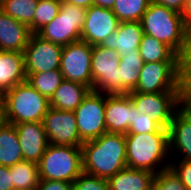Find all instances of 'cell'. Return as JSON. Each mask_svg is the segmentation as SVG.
I'll return each instance as SVG.
<instances>
[{
    "mask_svg": "<svg viewBox=\"0 0 191 190\" xmlns=\"http://www.w3.org/2000/svg\"><path fill=\"white\" fill-rule=\"evenodd\" d=\"M62 1L68 2V3L76 5V6L83 7L85 9L94 5V0H62Z\"/></svg>",
    "mask_w": 191,
    "mask_h": 190,
    "instance_id": "60d3db41",
    "label": "cell"
},
{
    "mask_svg": "<svg viewBox=\"0 0 191 190\" xmlns=\"http://www.w3.org/2000/svg\"><path fill=\"white\" fill-rule=\"evenodd\" d=\"M84 173L108 179L127 167L125 134L106 132L81 146Z\"/></svg>",
    "mask_w": 191,
    "mask_h": 190,
    "instance_id": "6da1fadb",
    "label": "cell"
},
{
    "mask_svg": "<svg viewBox=\"0 0 191 190\" xmlns=\"http://www.w3.org/2000/svg\"><path fill=\"white\" fill-rule=\"evenodd\" d=\"M131 92H179V62L144 63L137 86Z\"/></svg>",
    "mask_w": 191,
    "mask_h": 190,
    "instance_id": "30bf717a",
    "label": "cell"
},
{
    "mask_svg": "<svg viewBox=\"0 0 191 190\" xmlns=\"http://www.w3.org/2000/svg\"><path fill=\"white\" fill-rule=\"evenodd\" d=\"M0 190H15L8 166L0 165Z\"/></svg>",
    "mask_w": 191,
    "mask_h": 190,
    "instance_id": "74e56055",
    "label": "cell"
},
{
    "mask_svg": "<svg viewBox=\"0 0 191 190\" xmlns=\"http://www.w3.org/2000/svg\"><path fill=\"white\" fill-rule=\"evenodd\" d=\"M138 50L144 63L179 62V56L169 46L146 34H143Z\"/></svg>",
    "mask_w": 191,
    "mask_h": 190,
    "instance_id": "d4e9b609",
    "label": "cell"
},
{
    "mask_svg": "<svg viewBox=\"0 0 191 190\" xmlns=\"http://www.w3.org/2000/svg\"><path fill=\"white\" fill-rule=\"evenodd\" d=\"M6 0H0V9L2 8V6L4 5Z\"/></svg>",
    "mask_w": 191,
    "mask_h": 190,
    "instance_id": "ee69618b",
    "label": "cell"
},
{
    "mask_svg": "<svg viewBox=\"0 0 191 190\" xmlns=\"http://www.w3.org/2000/svg\"><path fill=\"white\" fill-rule=\"evenodd\" d=\"M125 143L128 168L148 170L155 174L169 168V132L125 134Z\"/></svg>",
    "mask_w": 191,
    "mask_h": 190,
    "instance_id": "7a4b0ae2",
    "label": "cell"
},
{
    "mask_svg": "<svg viewBox=\"0 0 191 190\" xmlns=\"http://www.w3.org/2000/svg\"><path fill=\"white\" fill-rule=\"evenodd\" d=\"M38 167L40 180L73 183L83 172L81 147L49 143Z\"/></svg>",
    "mask_w": 191,
    "mask_h": 190,
    "instance_id": "5b68a950",
    "label": "cell"
},
{
    "mask_svg": "<svg viewBox=\"0 0 191 190\" xmlns=\"http://www.w3.org/2000/svg\"><path fill=\"white\" fill-rule=\"evenodd\" d=\"M170 156L171 162L169 168L181 180L182 184L187 188V190H191V161L179 160L180 162H178L177 158H174L172 155ZM174 159L178 163L175 162Z\"/></svg>",
    "mask_w": 191,
    "mask_h": 190,
    "instance_id": "e575fe53",
    "label": "cell"
},
{
    "mask_svg": "<svg viewBox=\"0 0 191 190\" xmlns=\"http://www.w3.org/2000/svg\"><path fill=\"white\" fill-rule=\"evenodd\" d=\"M23 160L38 164L49 142L43 122L15 124Z\"/></svg>",
    "mask_w": 191,
    "mask_h": 190,
    "instance_id": "e0dca14e",
    "label": "cell"
},
{
    "mask_svg": "<svg viewBox=\"0 0 191 190\" xmlns=\"http://www.w3.org/2000/svg\"><path fill=\"white\" fill-rule=\"evenodd\" d=\"M143 34L141 21L119 22L116 32L110 34L101 45L116 50L122 56L139 48Z\"/></svg>",
    "mask_w": 191,
    "mask_h": 190,
    "instance_id": "d6986e66",
    "label": "cell"
},
{
    "mask_svg": "<svg viewBox=\"0 0 191 190\" xmlns=\"http://www.w3.org/2000/svg\"><path fill=\"white\" fill-rule=\"evenodd\" d=\"M115 0H94V5L106 9H112Z\"/></svg>",
    "mask_w": 191,
    "mask_h": 190,
    "instance_id": "b9f144b4",
    "label": "cell"
},
{
    "mask_svg": "<svg viewBox=\"0 0 191 190\" xmlns=\"http://www.w3.org/2000/svg\"><path fill=\"white\" fill-rule=\"evenodd\" d=\"M12 183L15 190H32L40 182L38 164L21 161L10 167Z\"/></svg>",
    "mask_w": 191,
    "mask_h": 190,
    "instance_id": "484cf974",
    "label": "cell"
},
{
    "mask_svg": "<svg viewBox=\"0 0 191 190\" xmlns=\"http://www.w3.org/2000/svg\"><path fill=\"white\" fill-rule=\"evenodd\" d=\"M120 54L102 45L92 47L91 73L92 91L107 95L122 94V80L119 73Z\"/></svg>",
    "mask_w": 191,
    "mask_h": 190,
    "instance_id": "52a82bcc",
    "label": "cell"
},
{
    "mask_svg": "<svg viewBox=\"0 0 191 190\" xmlns=\"http://www.w3.org/2000/svg\"><path fill=\"white\" fill-rule=\"evenodd\" d=\"M141 24L144 34L169 46L179 56L184 46L186 31L181 14L151 1L143 14Z\"/></svg>",
    "mask_w": 191,
    "mask_h": 190,
    "instance_id": "277c9868",
    "label": "cell"
},
{
    "mask_svg": "<svg viewBox=\"0 0 191 190\" xmlns=\"http://www.w3.org/2000/svg\"><path fill=\"white\" fill-rule=\"evenodd\" d=\"M144 61L137 49L135 52L120 56L119 73L122 80V94L134 91L140 77Z\"/></svg>",
    "mask_w": 191,
    "mask_h": 190,
    "instance_id": "cb8c5ba5",
    "label": "cell"
},
{
    "mask_svg": "<svg viewBox=\"0 0 191 190\" xmlns=\"http://www.w3.org/2000/svg\"><path fill=\"white\" fill-rule=\"evenodd\" d=\"M72 190H109L107 179L82 172L72 183Z\"/></svg>",
    "mask_w": 191,
    "mask_h": 190,
    "instance_id": "836d02e7",
    "label": "cell"
},
{
    "mask_svg": "<svg viewBox=\"0 0 191 190\" xmlns=\"http://www.w3.org/2000/svg\"><path fill=\"white\" fill-rule=\"evenodd\" d=\"M31 35L28 25L0 9V51L24 52Z\"/></svg>",
    "mask_w": 191,
    "mask_h": 190,
    "instance_id": "ac0fdd59",
    "label": "cell"
},
{
    "mask_svg": "<svg viewBox=\"0 0 191 190\" xmlns=\"http://www.w3.org/2000/svg\"><path fill=\"white\" fill-rule=\"evenodd\" d=\"M23 161L15 125L6 123L0 128V165L11 167Z\"/></svg>",
    "mask_w": 191,
    "mask_h": 190,
    "instance_id": "603a6c76",
    "label": "cell"
},
{
    "mask_svg": "<svg viewBox=\"0 0 191 190\" xmlns=\"http://www.w3.org/2000/svg\"><path fill=\"white\" fill-rule=\"evenodd\" d=\"M134 105L128 94H105V127L109 133L127 134L133 124Z\"/></svg>",
    "mask_w": 191,
    "mask_h": 190,
    "instance_id": "2e32d148",
    "label": "cell"
},
{
    "mask_svg": "<svg viewBox=\"0 0 191 190\" xmlns=\"http://www.w3.org/2000/svg\"><path fill=\"white\" fill-rule=\"evenodd\" d=\"M61 7V0H38L34 15V33L55 19Z\"/></svg>",
    "mask_w": 191,
    "mask_h": 190,
    "instance_id": "f546056e",
    "label": "cell"
},
{
    "mask_svg": "<svg viewBox=\"0 0 191 190\" xmlns=\"http://www.w3.org/2000/svg\"><path fill=\"white\" fill-rule=\"evenodd\" d=\"M63 46L32 33L24 49L26 73L60 70Z\"/></svg>",
    "mask_w": 191,
    "mask_h": 190,
    "instance_id": "7c38bea8",
    "label": "cell"
},
{
    "mask_svg": "<svg viewBox=\"0 0 191 190\" xmlns=\"http://www.w3.org/2000/svg\"><path fill=\"white\" fill-rule=\"evenodd\" d=\"M155 173L143 170L124 168L107 179L109 190H152Z\"/></svg>",
    "mask_w": 191,
    "mask_h": 190,
    "instance_id": "44dd1931",
    "label": "cell"
},
{
    "mask_svg": "<svg viewBox=\"0 0 191 190\" xmlns=\"http://www.w3.org/2000/svg\"><path fill=\"white\" fill-rule=\"evenodd\" d=\"M179 58H191V26L186 27L184 46Z\"/></svg>",
    "mask_w": 191,
    "mask_h": 190,
    "instance_id": "f35d334b",
    "label": "cell"
},
{
    "mask_svg": "<svg viewBox=\"0 0 191 190\" xmlns=\"http://www.w3.org/2000/svg\"><path fill=\"white\" fill-rule=\"evenodd\" d=\"M90 91L88 86L64 79L50 98V107L74 111Z\"/></svg>",
    "mask_w": 191,
    "mask_h": 190,
    "instance_id": "7402d4cb",
    "label": "cell"
},
{
    "mask_svg": "<svg viewBox=\"0 0 191 190\" xmlns=\"http://www.w3.org/2000/svg\"><path fill=\"white\" fill-rule=\"evenodd\" d=\"M7 123L6 115H5V109L0 101V128H2Z\"/></svg>",
    "mask_w": 191,
    "mask_h": 190,
    "instance_id": "7bdbcfd3",
    "label": "cell"
},
{
    "mask_svg": "<svg viewBox=\"0 0 191 190\" xmlns=\"http://www.w3.org/2000/svg\"><path fill=\"white\" fill-rule=\"evenodd\" d=\"M26 78L24 52L0 51V97Z\"/></svg>",
    "mask_w": 191,
    "mask_h": 190,
    "instance_id": "ffe728a7",
    "label": "cell"
},
{
    "mask_svg": "<svg viewBox=\"0 0 191 190\" xmlns=\"http://www.w3.org/2000/svg\"><path fill=\"white\" fill-rule=\"evenodd\" d=\"M186 27L191 26V0H187L185 10L182 14Z\"/></svg>",
    "mask_w": 191,
    "mask_h": 190,
    "instance_id": "ab89813d",
    "label": "cell"
},
{
    "mask_svg": "<svg viewBox=\"0 0 191 190\" xmlns=\"http://www.w3.org/2000/svg\"><path fill=\"white\" fill-rule=\"evenodd\" d=\"M152 190H187L181 180L168 168L155 174Z\"/></svg>",
    "mask_w": 191,
    "mask_h": 190,
    "instance_id": "d6a6232c",
    "label": "cell"
},
{
    "mask_svg": "<svg viewBox=\"0 0 191 190\" xmlns=\"http://www.w3.org/2000/svg\"><path fill=\"white\" fill-rule=\"evenodd\" d=\"M151 0H115L112 11L119 22L141 21Z\"/></svg>",
    "mask_w": 191,
    "mask_h": 190,
    "instance_id": "f1b7e54d",
    "label": "cell"
},
{
    "mask_svg": "<svg viewBox=\"0 0 191 190\" xmlns=\"http://www.w3.org/2000/svg\"><path fill=\"white\" fill-rule=\"evenodd\" d=\"M26 82L35 88L48 100L64 80L60 70H52L40 73H26Z\"/></svg>",
    "mask_w": 191,
    "mask_h": 190,
    "instance_id": "4316f807",
    "label": "cell"
},
{
    "mask_svg": "<svg viewBox=\"0 0 191 190\" xmlns=\"http://www.w3.org/2000/svg\"><path fill=\"white\" fill-rule=\"evenodd\" d=\"M154 132H168L156 123L152 117L139 115L134 106L133 124L129 127L127 134H145Z\"/></svg>",
    "mask_w": 191,
    "mask_h": 190,
    "instance_id": "4dcf8cb0",
    "label": "cell"
},
{
    "mask_svg": "<svg viewBox=\"0 0 191 190\" xmlns=\"http://www.w3.org/2000/svg\"><path fill=\"white\" fill-rule=\"evenodd\" d=\"M38 0H6L1 10L7 15L29 26L34 33V15Z\"/></svg>",
    "mask_w": 191,
    "mask_h": 190,
    "instance_id": "83f0119b",
    "label": "cell"
},
{
    "mask_svg": "<svg viewBox=\"0 0 191 190\" xmlns=\"http://www.w3.org/2000/svg\"><path fill=\"white\" fill-rule=\"evenodd\" d=\"M179 92L183 103H191V58H179Z\"/></svg>",
    "mask_w": 191,
    "mask_h": 190,
    "instance_id": "1f68e13d",
    "label": "cell"
},
{
    "mask_svg": "<svg viewBox=\"0 0 191 190\" xmlns=\"http://www.w3.org/2000/svg\"><path fill=\"white\" fill-rule=\"evenodd\" d=\"M153 3L164 6L179 14H183L187 0H151Z\"/></svg>",
    "mask_w": 191,
    "mask_h": 190,
    "instance_id": "8d00e7d4",
    "label": "cell"
},
{
    "mask_svg": "<svg viewBox=\"0 0 191 190\" xmlns=\"http://www.w3.org/2000/svg\"><path fill=\"white\" fill-rule=\"evenodd\" d=\"M37 190H72V183L57 180H40Z\"/></svg>",
    "mask_w": 191,
    "mask_h": 190,
    "instance_id": "d590c367",
    "label": "cell"
},
{
    "mask_svg": "<svg viewBox=\"0 0 191 190\" xmlns=\"http://www.w3.org/2000/svg\"><path fill=\"white\" fill-rule=\"evenodd\" d=\"M168 132L170 153L179 155V160L191 161V103H183L175 111Z\"/></svg>",
    "mask_w": 191,
    "mask_h": 190,
    "instance_id": "9a60e30c",
    "label": "cell"
},
{
    "mask_svg": "<svg viewBox=\"0 0 191 190\" xmlns=\"http://www.w3.org/2000/svg\"><path fill=\"white\" fill-rule=\"evenodd\" d=\"M7 123L43 122L49 100L27 82L17 84L1 97Z\"/></svg>",
    "mask_w": 191,
    "mask_h": 190,
    "instance_id": "3957f363",
    "label": "cell"
},
{
    "mask_svg": "<svg viewBox=\"0 0 191 190\" xmlns=\"http://www.w3.org/2000/svg\"><path fill=\"white\" fill-rule=\"evenodd\" d=\"M128 95L139 115L152 117L163 129H169L175 111L183 104L180 92H130Z\"/></svg>",
    "mask_w": 191,
    "mask_h": 190,
    "instance_id": "ba28073f",
    "label": "cell"
},
{
    "mask_svg": "<svg viewBox=\"0 0 191 190\" xmlns=\"http://www.w3.org/2000/svg\"><path fill=\"white\" fill-rule=\"evenodd\" d=\"M43 126L50 144L81 147L84 143L79 137L74 111L50 107Z\"/></svg>",
    "mask_w": 191,
    "mask_h": 190,
    "instance_id": "4fadbf2b",
    "label": "cell"
},
{
    "mask_svg": "<svg viewBox=\"0 0 191 190\" xmlns=\"http://www.w3.org/2000/svg\"><path fill=\"white\" fill-rule=\"evenodd\" d=\"M92 45L77 41L63 46L60 71L65 80L93 87L91 73Z\"/></svg>",
    "mask_w": 191,
    "mask_h": 190,
    "instance_id": "8fae6325",
    "label": "cell"
},
{
    "mask_svg": "<svg viewBox=\"0 0 191 190\" xmlns=\"http://www.w3.org/2000/svg\"><path fill=\"white\" fill-rule=\"evenodd\" d=\"M86 9L61 0L59 13L37 32L43 39L66 46L81 40Z\"/></svg>",
    "mask_w": 191,
    "mask_h": 190,
    "instance_id": "8992f818",
    "label": "cell"
},
{
    "mask_svg": "<svg viewBox=\"0 0 191 190\" xmlns=\"http://www.w3.org/2000/svg\"><path fill=\"white\" fill-rule=\"evenodd\" d=\"M80 139L85 142L106 133L105 94L90 91L74 110Z\"/></svg>",
    "mask_w": 191,
    "mask_h": 190,
    "instance_id": "9c48e42d",
    "label": "cell"
},
{
    "mask_svg": "<svg viewBox=\"0 0 191 190\" xmlns=\"http://www.w3.org/2000/svg\"><path fill=\"white\" fill-rule=\"evenodd\" d=\"M119 20L112 11L95 5L86 9L81 41L88 44L101 45L112 33L116 32Z\"/></svg>",
    "mask_w": 191,
    "mask_h": 190,
    "instance_id": "5bb4252c",
    "label": "cell"
}]
</instances>
